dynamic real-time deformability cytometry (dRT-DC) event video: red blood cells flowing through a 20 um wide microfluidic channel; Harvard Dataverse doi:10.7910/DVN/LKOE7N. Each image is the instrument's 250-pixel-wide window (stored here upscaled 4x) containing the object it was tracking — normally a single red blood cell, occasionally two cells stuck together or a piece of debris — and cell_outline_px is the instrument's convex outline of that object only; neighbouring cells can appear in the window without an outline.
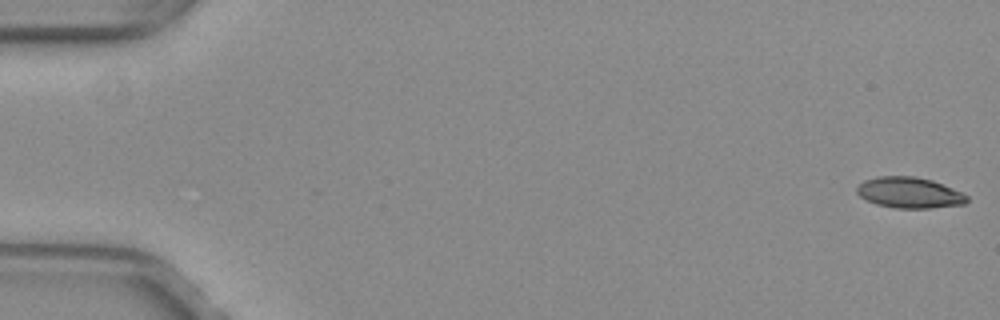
{"species": "common noctule bat (a hibernating species)", "species_latin": "Nyctalus noctula", "temperature_condition": "warm", "stored_images_in_passage": 15, "segment_of_instrument_passage": [2, 2], "camera_frame_rate_fps": 3000, "um_per_image_px": 0.085, "animal": {"sex": "female", "body_mass_g": 29.2, "forearm_length_mm": 56.3}, "frame": {"image": 1, "passage_image": 15, "time_ms": 4.667, "image_size_px": [1000, 320], "cell_outline_px": [[968, 200], [964, 204], [928, 208], [896, 208], [876, 204], [860, 196], [856, 192], [856, 188], [864, 180], [876, 176], [916, 176], [932, 180], [952, 188], [968, 196]], "centroid_in_image_um": [77.28, 16.37], "position_along_channel_um": 7.7, "area_um2": 19.71}}